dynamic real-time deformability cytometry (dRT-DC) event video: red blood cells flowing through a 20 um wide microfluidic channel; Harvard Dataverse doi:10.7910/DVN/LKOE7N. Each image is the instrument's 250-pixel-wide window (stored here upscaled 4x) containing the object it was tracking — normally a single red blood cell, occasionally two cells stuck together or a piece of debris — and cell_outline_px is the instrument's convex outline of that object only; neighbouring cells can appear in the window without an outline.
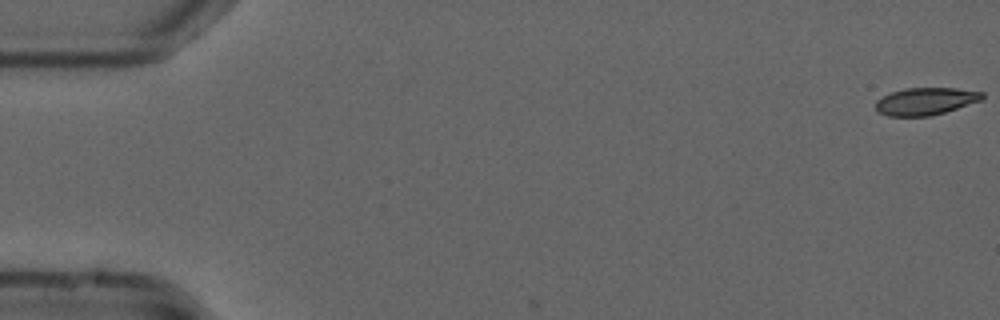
{"species": "common noctule bat (a hibernating species)", "species_latin": "Nyctalus noctula", "temperature_condition": "cold", "stored_images_in_passage": 54, "camera_frame_rate_fps": 3000, "um_per_image_px": 0.085, "animal": {"sex": "male", "forearm_length_mm": 52.5}, "frame": {"image": 1, "passage_image": 1, "time_ms": 0.0, "image_size_px": [1000, 320], "cell_outline_px": [[980, 96], [972, 100], [952, 108], [940, 112], [920, 116], [900, 116], [884, 112], [880, 100], [896, 92], [920, 88], [944, 88], [972, 92]], "centroid_in_image_um": [78.62, 8.6], "position_along_channel_um": 6.4, "area_um2": 14.1}}
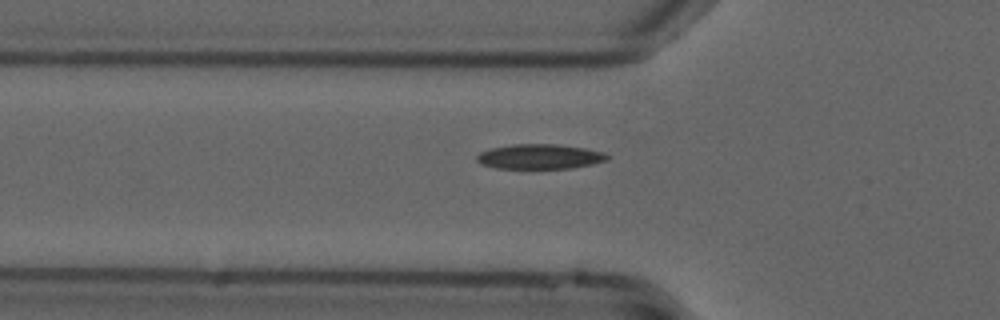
{"frame": {"image": 2, "passage_image": 19, "time_ms": 6.0, "image_size_px": [1000, 320], "cell_outline_px": [[600, 156], [596, 160], [576, 164], [552, 168], [512, 168], [480, 160], [480, 156], [488, 152], [504, 148], [568, 148], [588, 152]], "centroid_in_image_um": [45.7, 13.39], "position_along_channel_um": 80.1, "area_um2": 13.53}}
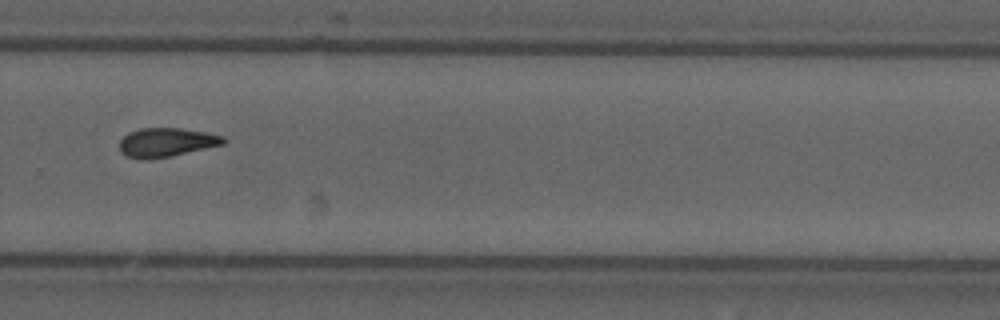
{"frame": {"image": 3, "passage_image": 38, "time_ms": 12.333, "image_size_px": [1000, 320], "cell_outline_px": [[224, 140], [216, 144], [160, 156], [132, 156], [124, 152], [120, 144], [128, 136], [136, 132], [156, 128], [164, 128], [192, 132], [216, 136]], "centroid_in_image_um": [14.05, 12.08], "position_along_channel_um": 315.7, "area_um2": 14.1}}